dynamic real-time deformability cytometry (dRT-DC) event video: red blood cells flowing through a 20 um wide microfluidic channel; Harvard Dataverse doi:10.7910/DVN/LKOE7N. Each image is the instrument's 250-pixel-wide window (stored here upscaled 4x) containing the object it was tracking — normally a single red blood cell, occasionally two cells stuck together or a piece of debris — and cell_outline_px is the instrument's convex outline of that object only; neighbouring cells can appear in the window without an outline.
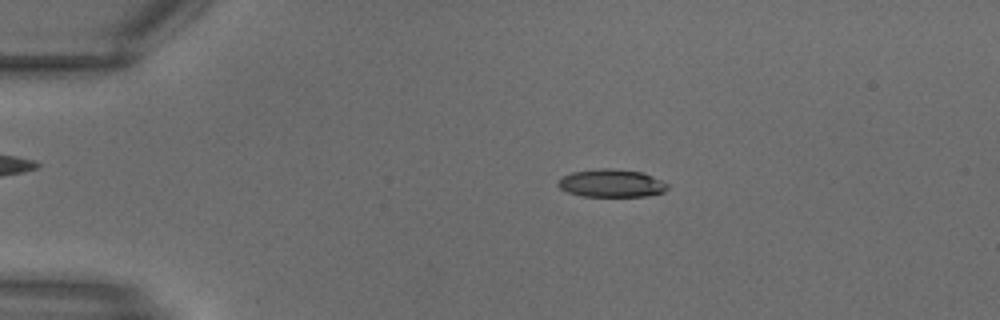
{"species": "common noctule bat (a hibernating species)", "species_latin": "Nyctalus noctula", "temperature_condition": "warm", "stored_images_in_passage": 16, "camera_frame_rate_fps": 3000, "um_per_image_px": 0.085, "animal": {"sex": "male", "body_mass_g": 18.8}, "frame": {"image": 1, "passage_image": 2, "time_ms": 0.333, "image_size_px": [1000, 320], "cell_outline_px": [[668, 188], [664, 192], [644, 196], [580, 196], [568, 192], [560, 188], [556, 184], [564, 176], [572, 172], [600, 168], [616, 168], [640, 172], [652, 176], [668, 184]], "centroid_in_image_um": [51.96, 15.57], "position_along_channel_um": 33.0, "area_um2": 17.69}}
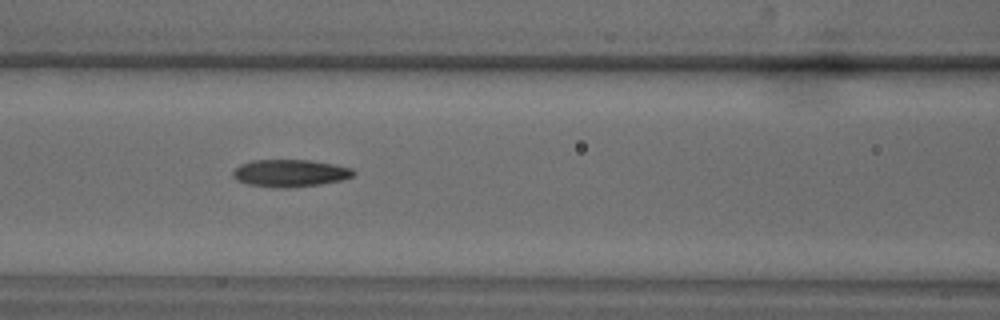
{"frame": {"image": 2, "passage_image": 9, "time_ms": 2.667, "image_size_px": [1000, 320], "cell_outline_px": [[356, 172], [352, 176], [340, 180], [320, 184], [288, 188], [280, 188], [248, 184], [236, 180], [232, 176], [232, 172], [240, 164], [252, 160], [312, 160], [336, 164], [352, 168]], "centroid_in_image_um": [24.65, 14.71], "position_along_channel_um": 141.9, "area_um2": 19.25}}
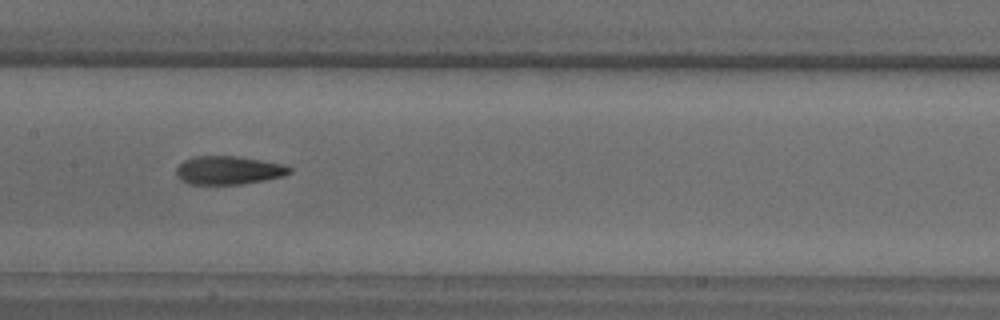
{"frame": {"image": 3, "passage_image": 11, "time_ms": 3.333, "image_size_px": [1000, 320], "cell_outline_px": [[292, 172], [284, 176], [264, 180], [240, 184], [188, 184], [180, 180], [176, 176], [176, 168], [184, 160], [196, 156], [236, 156], [284, 164], [292, 168]], "centroid_in_image_um": [19.42, 14.47], "position_along_channel_um": 188.0, "area_um2": 18.79}}